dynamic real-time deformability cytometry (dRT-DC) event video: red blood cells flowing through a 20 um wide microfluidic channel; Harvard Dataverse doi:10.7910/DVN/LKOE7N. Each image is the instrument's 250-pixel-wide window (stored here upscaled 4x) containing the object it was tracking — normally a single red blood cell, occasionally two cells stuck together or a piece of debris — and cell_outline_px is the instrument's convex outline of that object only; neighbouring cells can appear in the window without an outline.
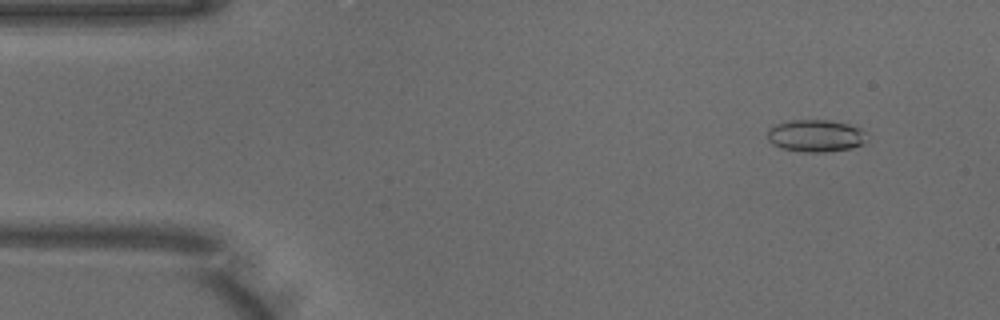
{"species": "common noctule bat (a hibernating species)", "species_latin": "Nyctalus noctula", "temperature_condition": "warm", "stored_images_in_passage": 46, "camera_frame_rate_fps": 3000, "um_per_image_px": 0.085, "animal": {"sex": "male", "body_mass_g": 18.8}, "frame": {"image": 1, "passage_image": 1, "time_ms": 0.0, "image_size_px": [1000, 320], "cell_outline_px": [[864, 144], [852, 148], [824, 152], [804, 152], [784, 148], [772, 144], [768, 140], [768, 128], [772, 124], [788, 120], [828, 120], [848, 124], [860, 128], [864, 132]], "centroid_in_image_um": [69.29, 11.53], "position_along_channel_um": 15.7, "area_um2": 18.67}}
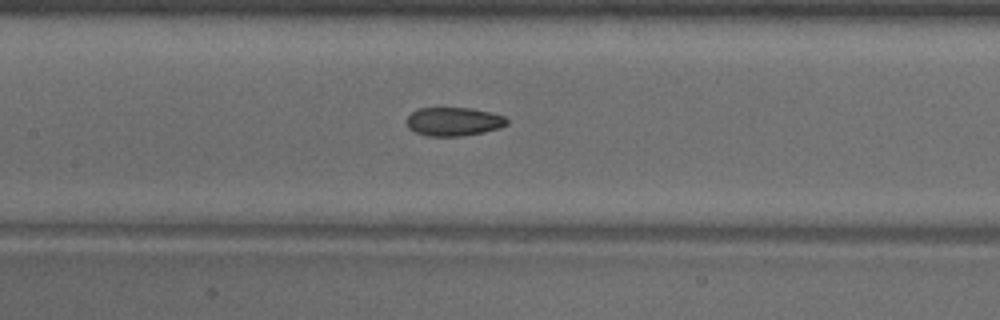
{"frame": {"image": 2, "passage_image": 19, "time_ms": 6.0, "image_size_px": [1000, 320], "cell_outline_px": [[508, 124], [500, 128], [484, 132], [464, 136], [428, 136], [416, 132], [408, 128], [408, 116], [412, 112], [420, 108], [472, 108], [492, 112], [504, 116], [508, 120]], "centroid_in_image_um": [38.61, 10.33], "position_along_channel_um": 168.8, "area_um2": 16.76}}
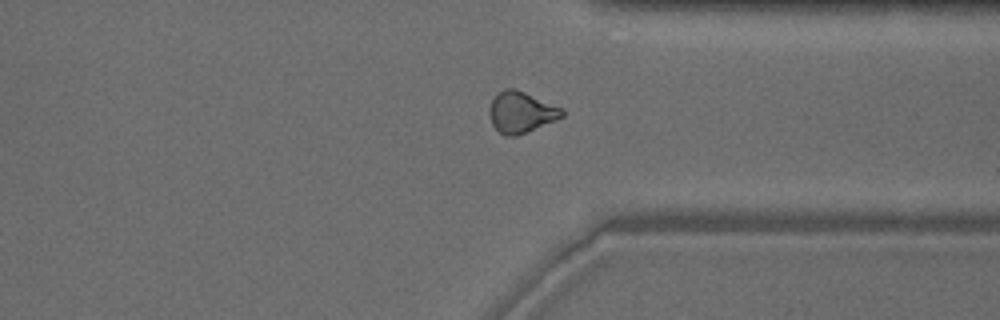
{"frame": {"image": 3, "passage_image": 34, "time_ms": 11.0, "image_size_px": [1000, 320], "cell_outline_px": [[564, 116], [556, 120], [516, 136], [504, 136], [492, 124], [488, 112], [488, 108], [492, 100], [504, 88], [516, 88], [564, 108]], "centroid_in_image_um": [44.3, 9.53], "position_along_channel_um": 367.1, "area_um2": 17.51}, "authors_computed_cell_mechanics": {"area_um2": 17.5134, "velocity_mm_per_s": 4.002, "shape_relaxation_time_tau1_ms": 7.7375, "shape_relaxation_time_tau2_ms": 2.6758, "deformation_change_tau1": 0.1458, "deformation_change_tau2": 0.0893}}